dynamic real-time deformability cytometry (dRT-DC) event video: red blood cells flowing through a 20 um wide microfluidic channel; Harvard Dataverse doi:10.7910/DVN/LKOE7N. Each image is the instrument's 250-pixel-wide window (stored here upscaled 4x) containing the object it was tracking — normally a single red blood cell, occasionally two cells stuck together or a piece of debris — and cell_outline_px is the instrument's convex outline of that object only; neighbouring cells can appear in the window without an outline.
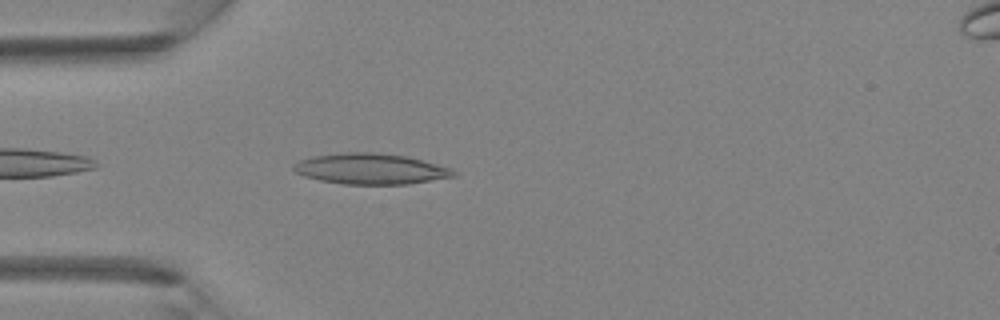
{"species": "Egyptian fruit bat (a non-hibernating species)", "species_latin": "Rousettus aegyptiacus", "temperature_condition": "room temperature", "stored_images_in_passage": 4, "camera_frame_rate_fps": 3000, "um_per_image_px": 0.085, "animal": {"sex": "female"}, "frame": {"image": 1, "passage_image": 4, "time_ms": 1.0, "image_size_px": [1000, 320], "cell_outline_px": [[456, 176], [408, 184], [344, 184], [320, 180], [304, 176], [296, 172], [292, 168], [292, 164], [300, 160], [312, 156], [344, 152], [376, 152], [408, 156], [452, 168], [456, 172]], "centroid_in_image_um": [31.51, 14.34], "position_along_channel_um": 53.5, "area_um2": 28.78}}